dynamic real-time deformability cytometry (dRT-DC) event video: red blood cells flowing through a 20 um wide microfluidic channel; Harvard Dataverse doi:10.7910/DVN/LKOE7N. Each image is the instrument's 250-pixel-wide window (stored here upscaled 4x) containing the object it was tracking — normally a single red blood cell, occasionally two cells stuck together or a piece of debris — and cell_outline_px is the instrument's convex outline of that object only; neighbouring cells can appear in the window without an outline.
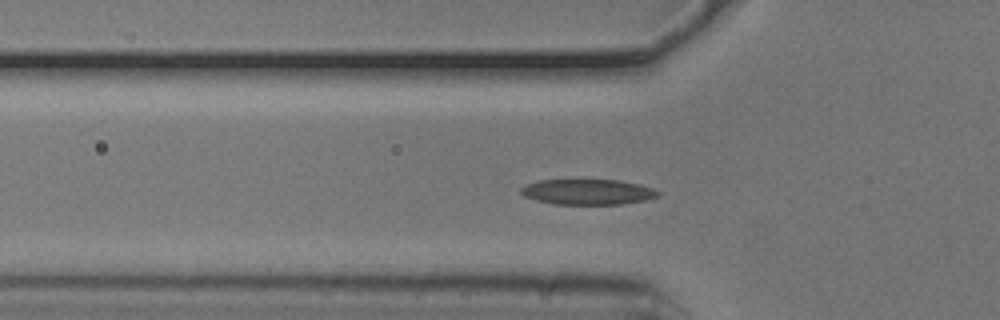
{"species": "common noctule bat (a hibernating species)", "species_latin": "Nyctalus noctula", "temperature_condition": "cold", "stored_images_in_passage": 39, "camera_frame_rate_fps": 3000, "um_per_image_px": 0.085, "animal": {"sex": "male", "body_mass_g": 20.5, "forearm_length_mm": 52.5}, "frame": {"image": 1, "passage_image": 2, "time_ms": 0.333, "image_size_px": [1000, 320], "cell_outline_px": [[660, 196], [644, 200], [620, 204], [552, 204], [536, 200], [524, 196], [520, 192], [520, 188], [528, 184], [540, 180], [616, 180], [640, 184], [652, 188], [660, 192]], "centroid_in_image_um": [49.96, 16.31], "position_along_channel_um": 75.8, "area_um2": 20.23}}
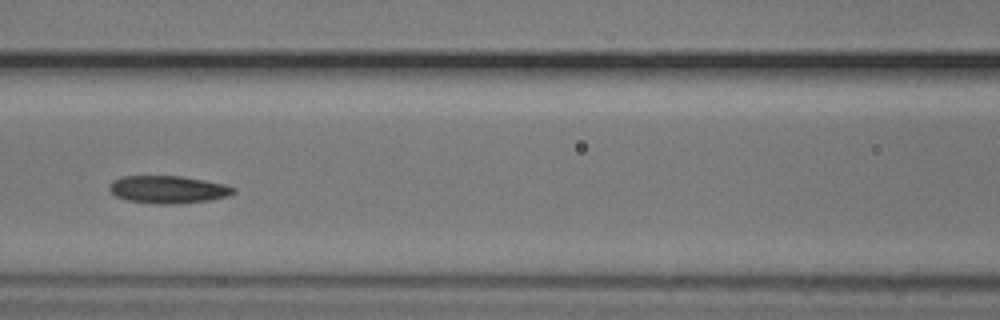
{"frame": {"image": 2, "passage_image": 8, "time_ms": 2.333, "image_size_px": [1000, 320], "cell_outline_px": [[236, 192], [228, 196], [212, 200], [172, 204], [156, 204], [128, 200], [116, 196], [108, 188], [112, 180], [124, 176], [180, 176], [204, 180], [224, 184], [236, 188]], "centroid_in_image_um": [14.3, 16.11], "position_along_channel_um": 152.3, "area_um2": 19.94}}
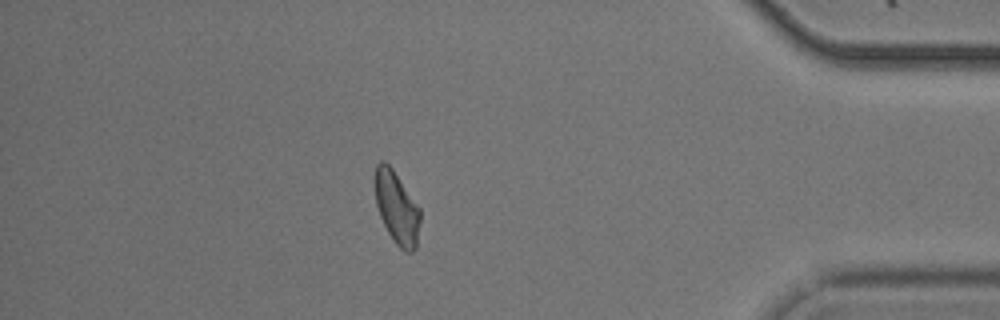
{"frame": {"image": 3, "passage_image": 31, "time_ms": 10.0, "image_size_px": [1000, 320], "cell_outline_px": [[420, 220], [416, 248], [412, 252], [404, 252], [392, 240], [380, 216], [376, 204], [372, 180], [376, 164], [380, 160], [384, 160], [392, 168], [420, 208]], "centroid_in_image_um": [33.68, 17.62], "position_along_channel_um": 401.5, "area_um2": 19.48}, "authors_computed_cell_mechanics": {"area_um2": 19.5364, "velocity_mm_per_s": 3.7753, "shape_relaxation_time_tau1_ms": 8.7368, "shape_relaxation_time_tau2_ms": 6.0694, "deformation_change_tau1": 0.1821, "deformation_change_tau2": 0.1364}}